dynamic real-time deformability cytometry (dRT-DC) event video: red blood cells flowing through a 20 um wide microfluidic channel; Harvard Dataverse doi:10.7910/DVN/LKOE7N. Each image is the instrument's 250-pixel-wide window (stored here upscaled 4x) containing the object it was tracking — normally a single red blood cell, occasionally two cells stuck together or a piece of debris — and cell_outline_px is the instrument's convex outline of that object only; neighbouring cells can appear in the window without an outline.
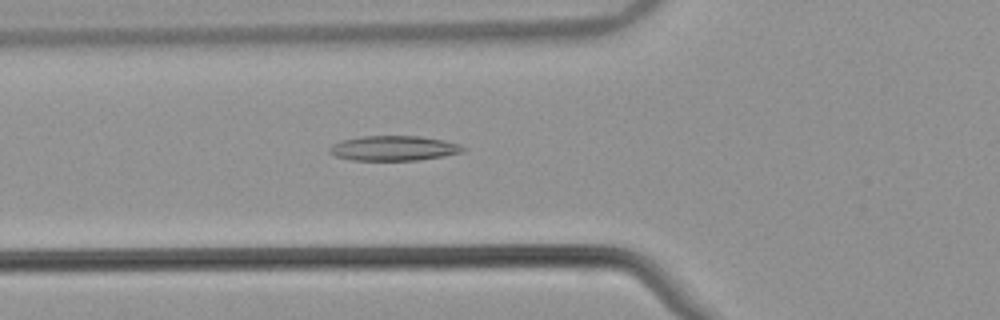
{"species": "common noctule bat (a hibernating species)", "species_latin": "Nyctalus noctula", "temperature_condition": "warm", "stored_images_in_passage": 37, "camera_frame_rate_fps": 3000, "um_per_image_px": 0.085, "animal": {"sex": "male", "body_mass_g": 21.5, "forearm_length_mm": 52.0}, "frame": {"image": 1, "passage_image": 11, "time_ms": 3.333, "image_size_px": [1000, 320], "cell_outline_px": [[468, 148], [464, 152], [444, 156], [420, 160], [352, 160], [336, 156], [328, 152], [328, 148], [332, 144], [340, 140], [360, 136], [420, 136], [444, 140], [460, 144]], "centroid_in_image_um": [33.49, 12.59], "position_along_channel_um": 92.3, "area_um2": 19.65}}
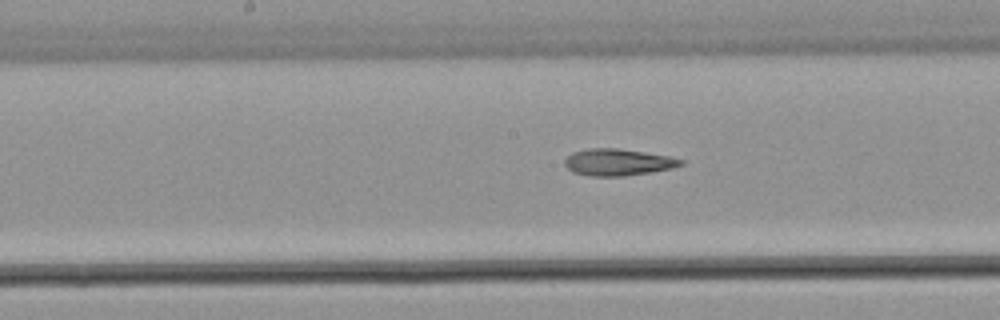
{"frame": {"image": 2, "passage_image": 19, "time_ms": 6.0, "image_size_px": [1000, 320], "cell_outline_px": [[684, 164], [672, 168], [652, 172], [624, 176], [588, 176], [572, 172], [564, 164], [564, 160], [572, 152], [588, 148], [620, 148], [668, 156], [684, 160]], "centroid_in_image_um": [52.51, 13.79], "position_along_channel_um": 195.7, "area_um2": 18.21}}
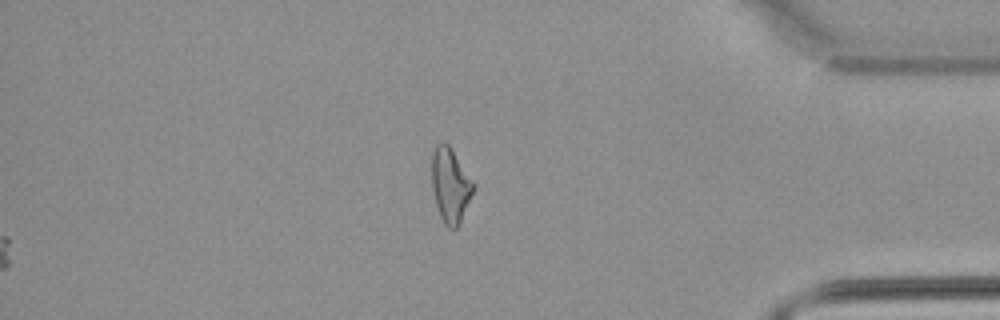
{"frame": {"image": 3, "passage_image": 37, "time_ms": 12.0, "image_size_px": [1000, 320], "cell_outline_px": [[476, 188], [460, 224], [456, 228], [448, 228], [444, 224], [440, 216], [436, 204], [432, 188], [432, 152], [436, 144], [440, 140], [444, 140], [448, 144], [476, 184]], "centroid_in_image_um": [38.3, 15.73], "position_along_channel_um": 396.9, "area_um2": 18.44}, "authors_computed_cell_mechanics": {"area_um2": 18.3804, "velocity_mm_per_s": 3.8561, "shape_relaxation_time_tau1_ms": null, "shape_relaxation_time_tau2_ms": 5.9441, "deformation_change_tau1": null, "deformation_change_tau2": 0.1807}}